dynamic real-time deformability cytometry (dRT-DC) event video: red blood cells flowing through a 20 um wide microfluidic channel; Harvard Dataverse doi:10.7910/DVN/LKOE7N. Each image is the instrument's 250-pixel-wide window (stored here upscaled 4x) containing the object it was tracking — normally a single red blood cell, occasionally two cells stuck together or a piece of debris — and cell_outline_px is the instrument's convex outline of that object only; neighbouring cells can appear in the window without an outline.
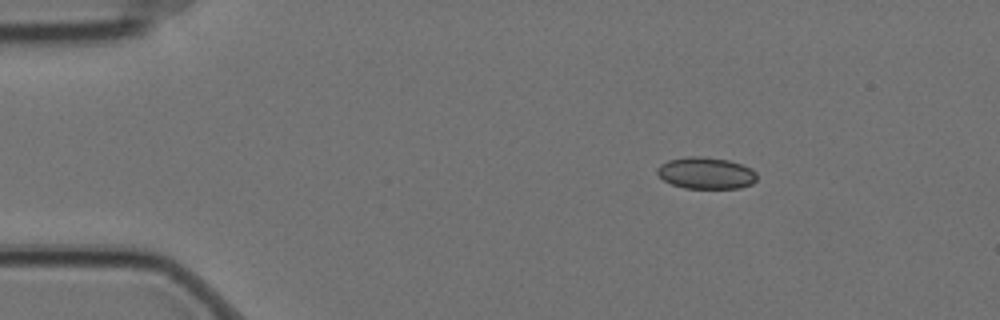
{"species": "Egyptian fruit bat (a non-hibernating species)", "species_latin": "Rousettus aegyptiacus", "temperature_condition": "cold", "stored_images_in_passage": 4, "camera_frame_rate_fps": 3000, "um_per_image_px": 0.085, "animal": {"sex": "female"}, "frame": {"image": 1, "passage_image": 1, "time_ms": 0.0, "image_size_px": [1000, 320], "cell_outline_px": [[756, 180], [752, 184], [740, 188], [684, 188], [672, 184], [664, 180], [656, 172], [656, 168], [660, 164], [668, 160], [688, 156], [704, 156], [728, 160], [752, 168], [756, 172]], "centroid_in_image_um": [60.0, 14.7], "position_along_channel_um": 25.0, "area_um2": 18.5}}
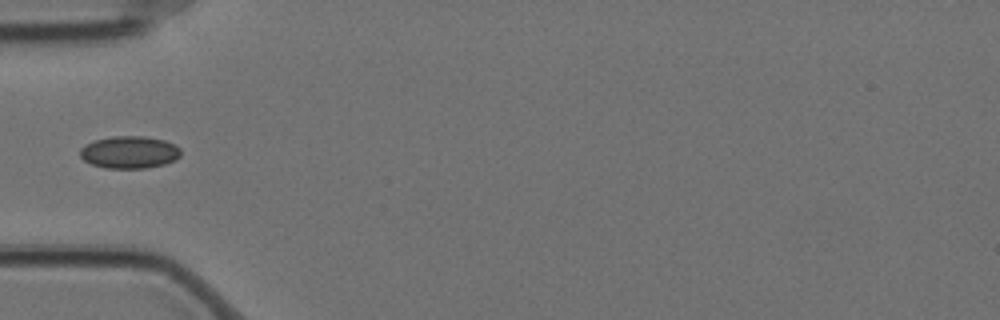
{"frame": {"image": 2, "passage_image": 4, "time_ms": 1.0, "image_size_px": [1000, 320], "cell_outline_px": [[180, 156], [164, 164], [144, 168], [104, 168], [92, 164], [84, 160], [80, 156], [80, 148], [84, 144], [96, 140], [112, 136], [144, 136], [164, 140], [176, 144], [180, 148]], "centroid_in_image_um": [10.98, 12.93], "position_along_channel_um": 74.0, "area_um2": 18.96}}